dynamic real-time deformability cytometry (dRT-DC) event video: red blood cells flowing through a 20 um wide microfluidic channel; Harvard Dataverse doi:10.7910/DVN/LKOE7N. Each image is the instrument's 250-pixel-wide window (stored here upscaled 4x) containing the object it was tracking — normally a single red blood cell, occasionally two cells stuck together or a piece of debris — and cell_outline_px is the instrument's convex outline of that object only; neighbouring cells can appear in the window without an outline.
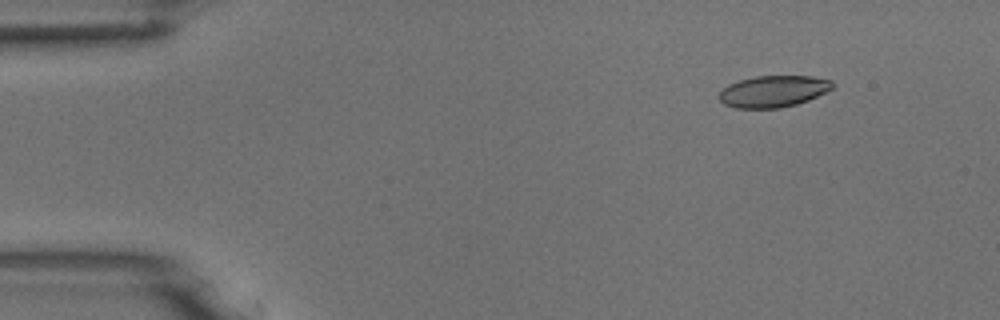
{"species": "common noctule bat (a hibernating species)", "species_latin": "Nyctalus noctula", "temperature_condition": "room temperature", "stored_images_in_passage": 4, "camera_frame_rate_fps": 3000, "um_per_image_px": 0.085, "animal": {"sex": "male", "body_mass_g": 18.8}, "frame": {"image": 1, "passage_image": 1, "time_ms": 0.0, "image_size_px": [1000, 320], "cell_outline_px": [[832, 88], [808, 100], [796, 104], [780, 108], [736, 108], [724, 104], [720, 100], [720, 92], [728, 84], [736, 80], [756, 76], [812, 76], [832, 80]], "centroid_in_image_um": [65.7, 7.75], "position_along_channel_um": 19.3, "area_um2": 20.75}}
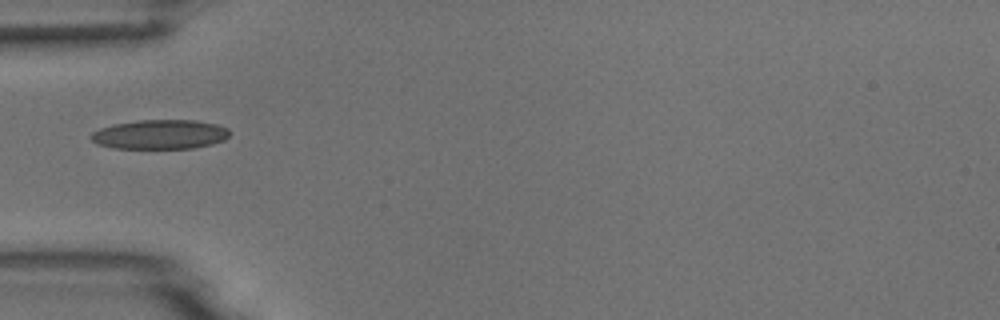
{"frame": {"image": 2, "passage_image": 4, "time_ms": 3.667, "image_size_px": [1000, 320], "cell_outline_px": [[228, 136], [224, 140], [212, 144], [192, 148], [112, 148], [96, 144], [88, 136], [92, 132], [100, 128], [112, 124], [140, 120], [196, 120], [216, 124], [228, 128]], "centroid_in_image_um": [13.56, 11.42], "position_along_channel_um": 71.4, "area_um2": 23.81}}